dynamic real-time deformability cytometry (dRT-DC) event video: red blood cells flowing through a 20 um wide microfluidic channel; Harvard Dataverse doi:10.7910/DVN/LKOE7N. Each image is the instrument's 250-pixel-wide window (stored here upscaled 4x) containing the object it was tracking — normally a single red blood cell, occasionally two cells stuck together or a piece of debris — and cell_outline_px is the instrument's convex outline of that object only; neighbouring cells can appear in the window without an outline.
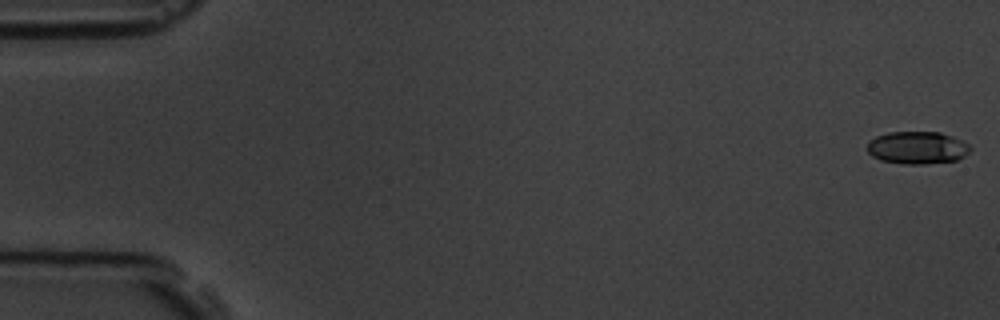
{"species": "common noctule bat (a hibernating species)", "species_latin": "Nyctalus noctula", "temperature_condition": "room temperature", "stored_images_in_passage": 7, "camera_frame_rate_fps": 3000, "um_per_image_px": 0.085, "animal": {"sex": "male", "body_mass_g": 19.5, "forearm_length_mm": 54.6}, "frame": {"image": 1, "passage_image": 1, "time_ms": 0.0, "image_size_px": [1000, 320], "cell_outline_px": [[972, 148], [964, 156], [956, 160], [924, 164], [904, 164], [880, 160], [872, 156], [868, 152], [868, 140], [876, 136], [888, 132], [940, 132], [964, 140]], "centroid_in_image_um": [77.97, 12.55], "position_along_channel_um": 7.0, "area_um2": 19.65}}
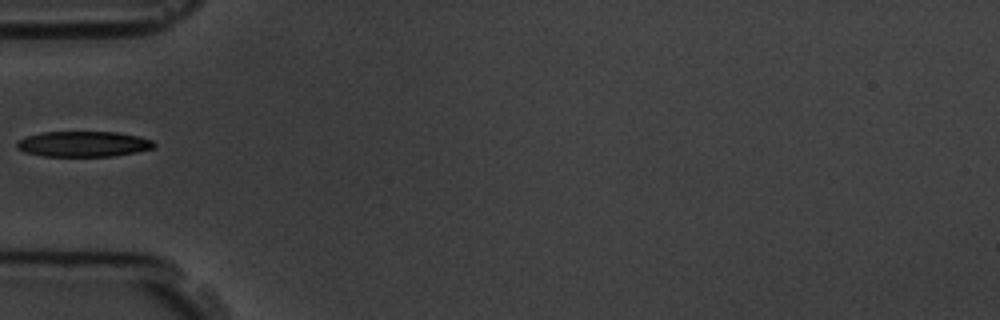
{"frame": {"image": 2, "passage_image": 6, "time_ms": 6.0, "image_size_px": [1000, 320], "cell_outline_px": [[156, 148], [136, 152], [112, 156], [44, 156], [24, 152], [16, 148], [16, 144], [20, 140], [28, 136], [40, 132], [116, 132], [140, 136], [152, 140], [156, 144]], "centroid_in_image_um": [7.12, 12.24], "position_along_channel_um": 77.9, "area_um2": 20.46}}
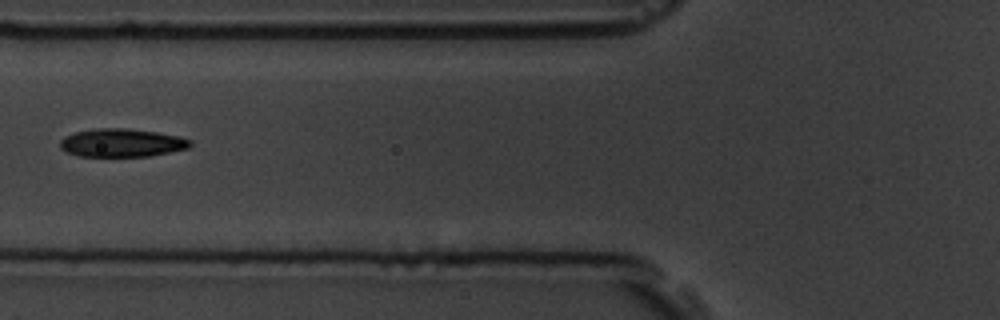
{"frame": {"image": 3, "passage_image": 7, "time_ms": 7.0, "image_size_px": [1000, 320], "cell_outline_px": [[192, 144], [188, 148], [148, 156], [80, 156], [68, 152], [60, 148], [60, 140], [64, 136], [76, 132], [96, 128], [128, 128], [156, 132], [176, 136], [192, 140]], "centroid_in_image_um": [10.33, 12.13], "position_along_channel_um": 115.5, "area_um2": 21.21}}